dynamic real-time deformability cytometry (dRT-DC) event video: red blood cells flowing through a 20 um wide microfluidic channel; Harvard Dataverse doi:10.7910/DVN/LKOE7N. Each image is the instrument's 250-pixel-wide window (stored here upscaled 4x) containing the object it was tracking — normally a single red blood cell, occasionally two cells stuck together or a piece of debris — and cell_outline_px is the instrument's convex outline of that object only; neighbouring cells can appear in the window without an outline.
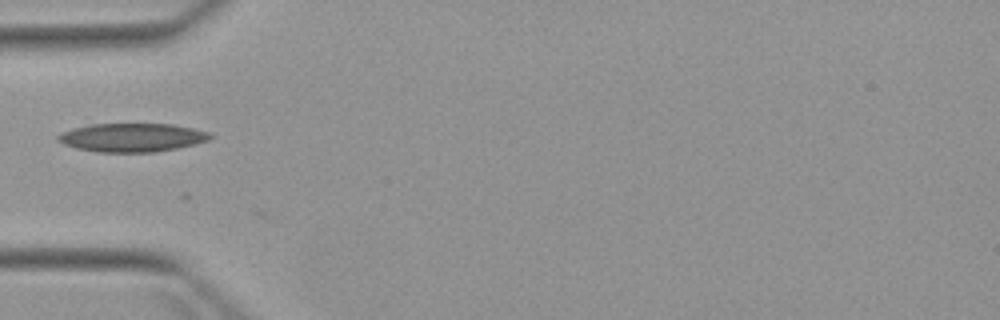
{"species": "Egyptian fruit bat (a non-hibernating species)", "species_latin": "Rousettus aegyptiacus", "temperature_condition": "warm", "stored_images_in_passage": 2, "camera_frame_rate_fps": 3000, "um_per_image_px": 0.085, "animal": {"sex": "female"}, "frame": {"image": 1, "passage_image": 1, "time_ms": 0.0, "image_size_px": [1000, 320], "cell_outline_px": [[212, 136], [208, 140], [196, 144], [156, 152], [96, 152], [76, 148], [64, 144], [56, 140], [56, 136], [72, 128], [92, 124], [172, 124], [212, 132]], "centroid_in_image_um": [11.23, 11.69], "position_along_channel_um": 73.8, "area_um2": 25.37}}
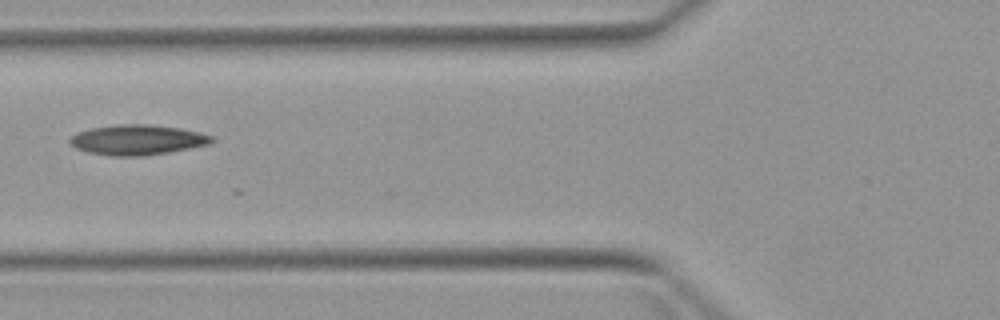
{"frame": {"image": 2, "passage_image": 2, "time_ms": 1.0, "image_size_px": [1000, 320], "cell_outline_px": [[216, 140], [212, 144], [168, 152], [144, 156], [112, 156], [88, 152], [76, 148], [68, 140], [72, 136], [80, 132], [92, 128], [116, 124], [148, 124], [180, 128], [200, 132], [212, 136]], "centroid_in_image_um": [11.73, 11.89], "position_along_channel_um": 114.1, "area_um2": 24.91}}